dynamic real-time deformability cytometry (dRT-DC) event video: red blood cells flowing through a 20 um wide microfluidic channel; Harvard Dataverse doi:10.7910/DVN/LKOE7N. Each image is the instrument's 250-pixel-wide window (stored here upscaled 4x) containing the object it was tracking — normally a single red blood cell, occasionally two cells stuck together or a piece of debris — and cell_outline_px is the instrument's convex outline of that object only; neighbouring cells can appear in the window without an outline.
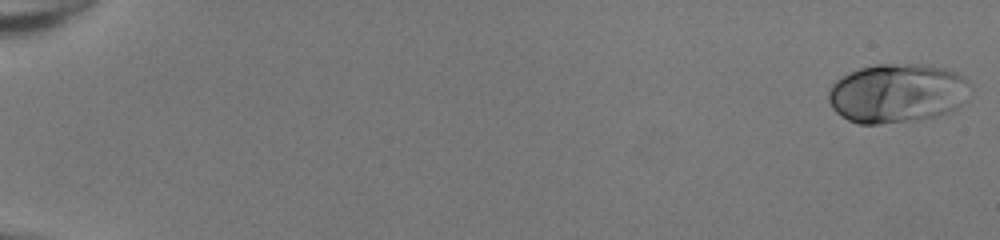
{"species": "human", "species_latin": "Homo sapiens", "temperature_condition": "room temperature", "stored_images_in_passage": 51, "camera_frame_rate_fps": 3000, "um_per_image_px": 0.085, "donor": {"sex": "female"}, "frame": {"image": 1, "passage_image": 1, "time_ms": 0.0, "image_size_px": [1000, 240], "cell_outline_px": [[972, 84], [960, 104], [956, 108], [940, 116], [880, 124], [860, 124], [848, 120], [840, 116], [832, 108], [828, 100], [828, 88], [836, 80], [860, 68], [876, 64], [928, 64], [944, 68], [956, 72], [964, 76]], "centroid_in_image_um": [76.25, 7.91], "position_along_channel_um": 8.8, "area_um2": 49.01}}
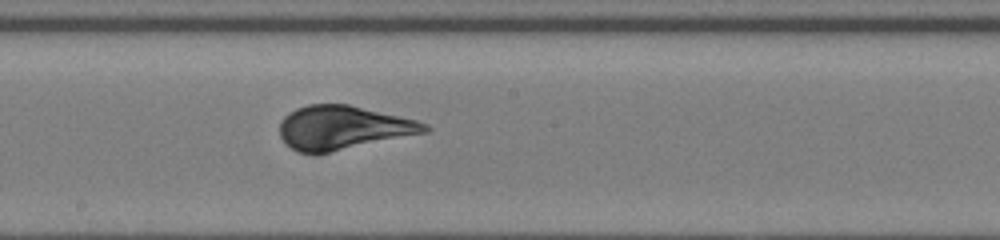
{"frame": {"image": 2, "passage_image": 30, "time_ms": 9.667, "image_size_px": [1000, 240], "cell_outline_px": [[432, 128], [428, 132], [316, 156], [312, 156], [296, 152], [284, 144], [280, 136], [280, 120], [288, 112], [296, 108], [308, 104], [348, 104], [416, 120], [428, 124]], "centroid_in_image_um": [29.11, 10.89], "position_along_channel_um": 219.1, "area_um2": 37.92}}
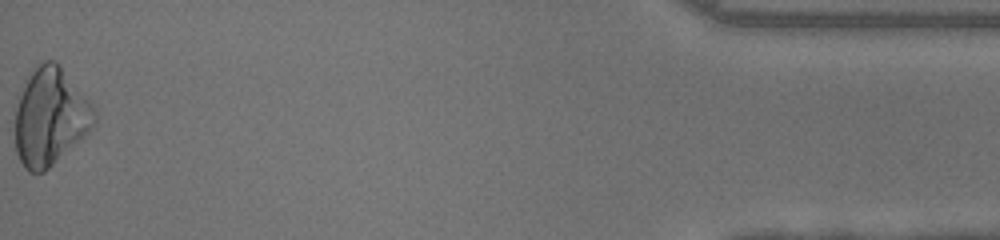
{"frame": {"image": 3, "passage_image": 51, "time_ms": 16.667, "image_size_px": [1000, 240], "cell_outline_px": [[96, 124], [88, 132], [44, 172], [28, 172], [24, 168], [16, 152], [16, 108], [28, 72], [32, 68], [44, 60], [56, 60], [60, 64], [92, 104], [96, 112]], "centroid_in_image_um": [4.27, 9.89], "position_along_channel_um": 430.9, "area_um2": 44.85}, "authors_computed_cell_mechanics": {"area_um2": 39.015, "velocity_mm_per_s": 4.1633, "shape_relaxation_time_tau1_ms": 3.9414, "shape_relaxation_time_tau2_ms": null, "deformation_change_tau1": 0.2069, "deformation_change_tau2": null}}